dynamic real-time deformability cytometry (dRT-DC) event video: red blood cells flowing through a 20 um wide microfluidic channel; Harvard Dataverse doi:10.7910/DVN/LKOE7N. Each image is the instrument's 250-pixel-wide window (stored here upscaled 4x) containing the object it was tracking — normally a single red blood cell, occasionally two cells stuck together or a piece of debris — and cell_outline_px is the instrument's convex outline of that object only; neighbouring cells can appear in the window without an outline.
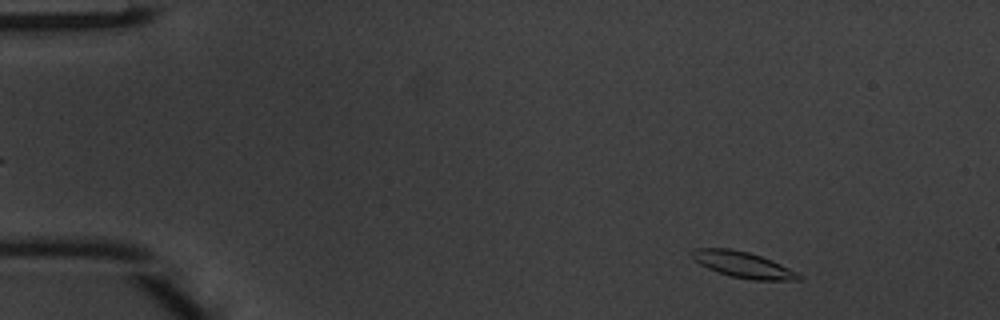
{"species": "common noctule bat (a hibernating species)", "species_latin": "Nyctalus noctula", "temperature_condition": "warm", "stored_images_in_passage": 48, "camera_frame_rate_fps": 3000, "um_per_image_px": 0.085, "animal": {"sex": "male", "body_mass_g": 20.1, "forearm_length_mm": 53.5}, "frame": {"image": 1, "passage_image": 4, "time_ms": 1.0, "image_size_px": [1000, 320], "cell_outline_px": [[804, 276], [800, 280], [752, 280], [728, 276], [708, 268], [700, 264], [688, 252], [696, 248], [732, 248], [748, 252], [772, 260]], "centroid_in_image_um": [63.15, 22.5], "position_along_channel_um": 21.9, "area_um2": 16.18}}
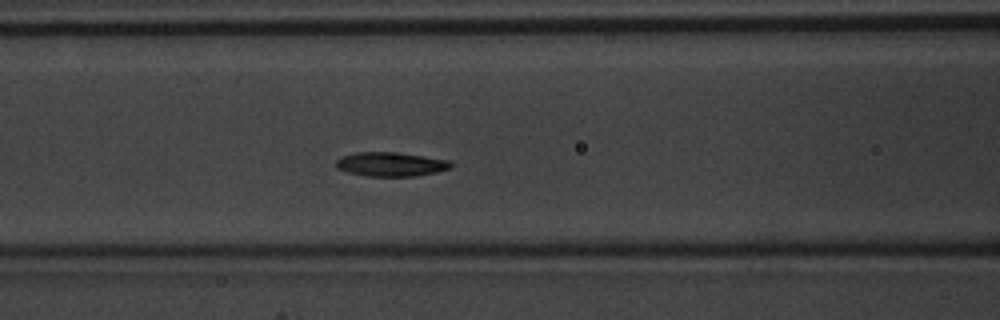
{"frame": {"image": 2, "passage_image": 19, "time_ms": 6.0, "image_size_px": [1000, 320], "cell_outline_px": [[452, 164], [448, 168], [436, 172], [416, 176], [364, 176], [348, 172], [336, 168], [336, 160], [340, 156], [356, 152], [396, 152], [424, 156], [448, 160]], "centroid_in_image_um": [33.15, 13.95], "position_along_channel_um": 133.4, "area_um2": 16.13}}
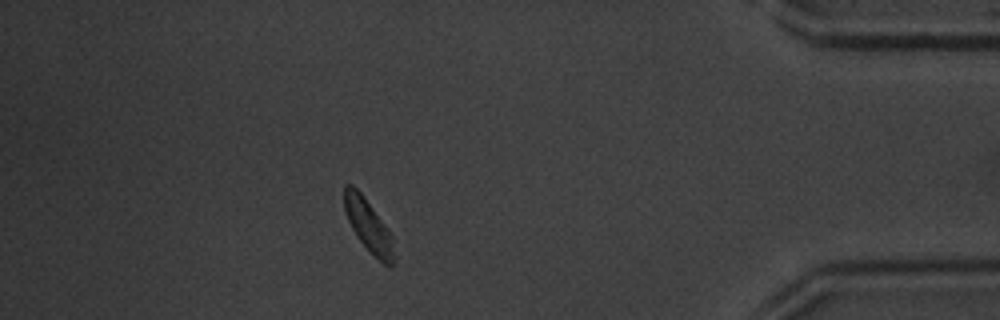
{"frame": {"image": 3, "passage_image": 42, "time_ms": 13.667, "image_size_px": [1000, 320], "cell_outline_px": [[396, 260], [392, 268], [388, 268], [360, 240], [352, 228], [344, 212], [344, 184], [352, 184], [360, 192], [388, 228], [392, 236]], "centroid_in_image_um": [31.34, 19.2], "position_along_channel_um": 403.9, "area_um2": 15.14}, "authors_computed_cell_mechanics": {"area_um2": 15.7505, "velocity_mm_per_s": 4.0708, "shape_relaxation_time_tau1_ms": 1.5476, "shape_relaxation_time_tau2_ms": null, "deformation_change_tau1": 0.1036, "deformation_change_tau2": null}}